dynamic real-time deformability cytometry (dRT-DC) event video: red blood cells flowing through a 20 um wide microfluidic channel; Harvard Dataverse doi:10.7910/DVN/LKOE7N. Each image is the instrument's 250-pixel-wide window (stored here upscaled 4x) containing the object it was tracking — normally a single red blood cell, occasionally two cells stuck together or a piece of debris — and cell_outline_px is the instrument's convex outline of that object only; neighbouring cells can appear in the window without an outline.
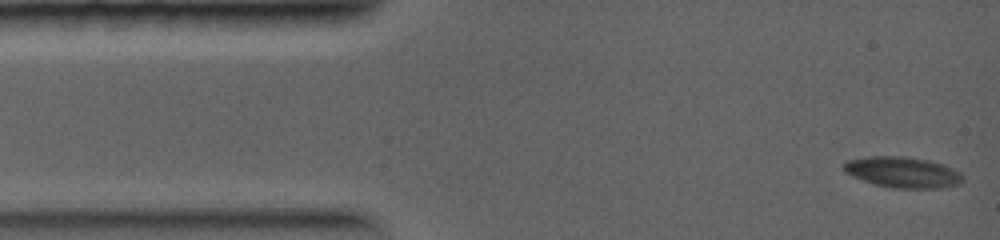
{"species": "common noctule bat (a hibernating species)", "species_latin": "Nyctalus noctula", "temperature_condition": "warm", "stored_images_in_passage": 8, "camera_frame_rate_fps": 5000, "um_per_image_px": 0.085, "animal": {"sex": "female", "body_mass_g": 19.0, "forearm_length_mm": 56.7}, "frame": {"image": 1, "passage_image": 1, "time_ms": 0.0, "image_size_px": [1000, 240], "cell_outline_px": [[964, 180], [960, 184], [944, 188], [892, 188], [876, 184], [852, 176], [844, 172], [844, 164], [848, 160], [868, 156], [904, 156], [928, 160], [952, 168], [960, 172], [964, 176]], "centroid_in_image_um": [76.76, 14.64], "position_along_channel_um": 8.2, "area_um2": 21.39}}
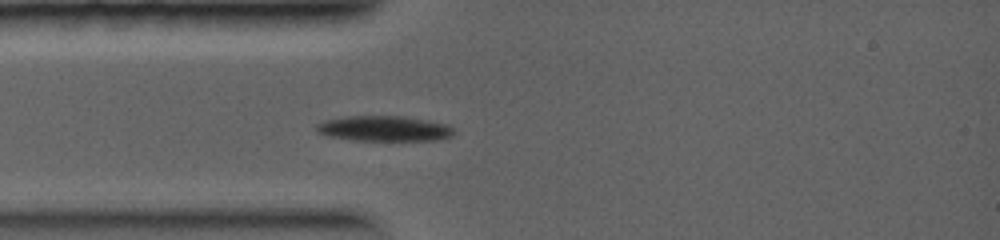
{"frame": {"image": 2, "passage_image": 6, "time_ms": 2.4, "image_size_px": [1000, 240], "cell_outline_px": [[456, 132], [452, 136], [440, 140], [352, 140], [328, 136], [316, 132], [316, 124], [324, 120], [344, 116], [404, 116], [444, 124], [452, 128]], "centroid_in_image_um": [32.61, 10.93], "position_along_channel_um": 52.4, "area_um2": 20.29}}